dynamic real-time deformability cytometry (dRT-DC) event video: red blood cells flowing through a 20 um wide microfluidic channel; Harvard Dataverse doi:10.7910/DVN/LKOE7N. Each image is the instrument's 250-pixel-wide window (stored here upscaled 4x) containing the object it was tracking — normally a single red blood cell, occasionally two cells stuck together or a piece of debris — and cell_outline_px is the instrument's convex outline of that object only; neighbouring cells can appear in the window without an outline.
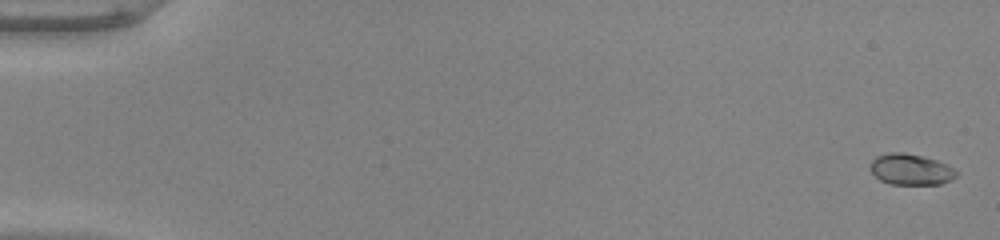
{"species": "common noctule bat (a hibernating species)", "species_latin": "Nyctalus noctula", "temperature_condition": "warm", "stored_images_in_passage": 54, "camera_frame_rate_fps": 3000, "um_per_image_px": 0.085, "animal": {"sex": "male", "body_mass_g": 20.0, "forearm_length_mm": 53.3}, "frame": {"image": 1, "passage_image": 2, "time_ms": 0.333, "image_size_px": [1000, 240], "cell_outline_px": [[960, 172], [952, 180], [940, 184], [888, 184], [880, 180], [872, 172], [872, 160], [876, 156], [888, 152], [904, 152], [936, 160]], "centroid_in_image_um": [77.43, 14.41], "position_along_channel_um": 7.6, "area_um2": 15.43}}
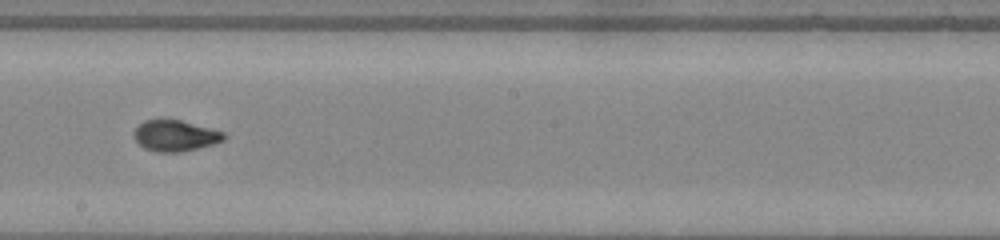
{"frame": {"image": 2, "passage_image": 32, "time_ms": 10.333, "image_size_px": [1000, 240], "cell_outline_px": [[228, 136], [224, 140], [216, 144], [180, 152], [156, 152], [144, 148], [132, 136], [132, 132], [144, 120], [180, 120], [224, 132]], "centroid_in_image_um": [14.91, 11.55], "position_along_channel_um": 233.3, "area_um2": 16.3}}
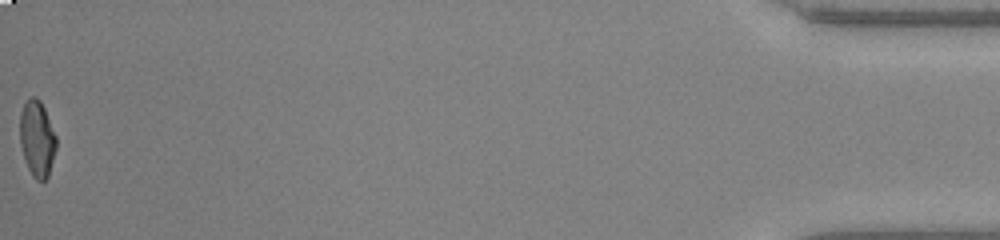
{"frame": {"image": 3, "passage_image": 54, "time_ms": 17.667, "image_size_px": [1000, 240], "cell_outline_px": [[56, 148], [48, 176], [44, 180], [36, 180], [32, 176], [28, 168], [20, 144], [20, 112], [24, 104], [32, 96], [36, 96], [40, 100], [44, 108], [56, 136]], "centroid_in_image_um": [3.15, 11.78], "position_along_channel_um": 432.1, "area_um2": 15.95}, "authors_computed_cell_mechanics": {"area_um2": 16.1551, "velocity_mm_per_s": 3.9904, "shape_relaxation_time_tau1_ms": 5.2208, "shape_relaxation_time_tau2_ms": null, "deformation_change_tau1": 0.1937, "deformation_change_tau2": null}}